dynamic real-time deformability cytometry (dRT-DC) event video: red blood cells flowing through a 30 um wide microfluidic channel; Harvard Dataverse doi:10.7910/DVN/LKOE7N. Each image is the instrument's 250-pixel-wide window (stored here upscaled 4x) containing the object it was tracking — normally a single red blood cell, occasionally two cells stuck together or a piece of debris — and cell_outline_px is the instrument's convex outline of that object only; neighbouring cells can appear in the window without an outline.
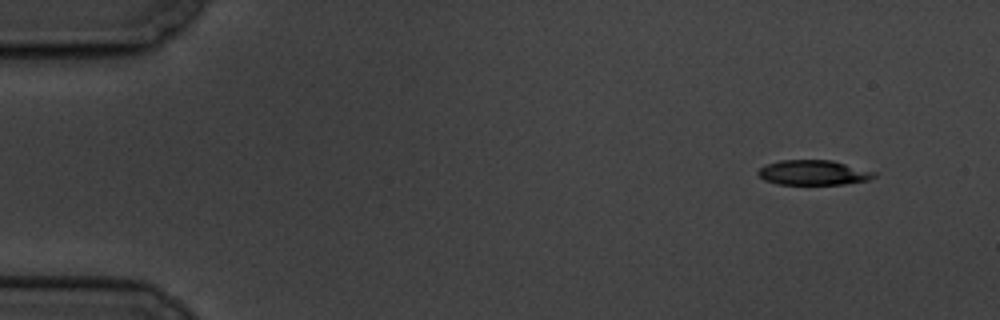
{"species": "common noctule bat (a hibernating species)", "species_latin": "Nyctalus noctula", "temperature_condition": "cold", "stored_images_in_passage": 6, "camera_frame_rate_fps": 3000, "um_per_image_px": 0.085, "animal": {"sex": "male", "body_mass_g": 19.5, "forearm_length_mm": 54.6}, "frame": {"image": 1, "passage_image": 2, "time_ms": 1.333, "image_size_px": [1000, 320], "cell_outline_px": [[876, 176], [868, 180], [844, 184], [776, 184], [764, 180], [756, 172], [764, 164], [780, 160], [832, 160], [876, 172]], "centroid_in_image_um": [69.11, 14.67], "position_along_channel_um": 15.9, "area_um2": 16.88}}
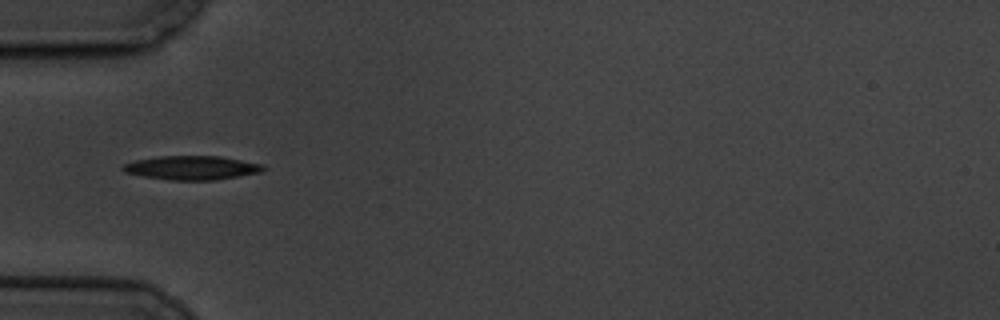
{"frame": {"image": 2, "passage_image": 6, "time_ms": 6.0, "image_size_px": [1000, 320], "cell_outline_px": [[264, 168], [260, 172], [212, 180], [168, 180], [144, 176], [124, 172], [120, 168], [124, 164], [136, 160], [160, 156], [220, 156], [264, 164]], "centroid_in_image_um": [16.27, 14.25], "position_along_channel_um": 68.7, "area_um2": 19.36}}